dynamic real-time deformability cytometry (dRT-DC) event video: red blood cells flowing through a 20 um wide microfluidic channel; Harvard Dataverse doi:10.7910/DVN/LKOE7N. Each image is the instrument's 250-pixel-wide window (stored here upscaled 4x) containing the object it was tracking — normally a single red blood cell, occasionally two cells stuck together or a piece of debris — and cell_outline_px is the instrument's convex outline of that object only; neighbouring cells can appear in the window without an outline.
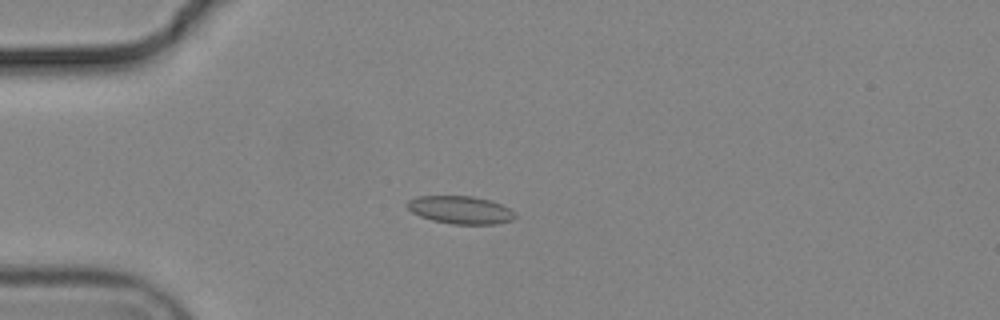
{"species": "common noctule bat (a hibernating species)", "species_latin": "Nyctalus noctula", "temperature_condition": "cold", "stored_images_in_passage": 57, "camera_frame_rate_fps": 3000, "um_per_image_px": 0.085, "animal": {"sex": "male", "body_mass_g": 19.2, "forearm_length_mm": 51.8}, "frame": {"image": 1, "passage_image": 16, "time_ms": 5.0, "image_size_px": [1000, 320], "cell_outline_px": [[516, 216], [512, 220], [496, 224], [452, 224], [432, 220], [420, 216], [412, 212], [408, 208], [408, 200], [416, 196], [472, 196], [492, 200], [508, 208]], "centroid_in_image_um": [39.13, 17.84], "position_along_channel_um": 45.9, "area_um2": 17.4}}
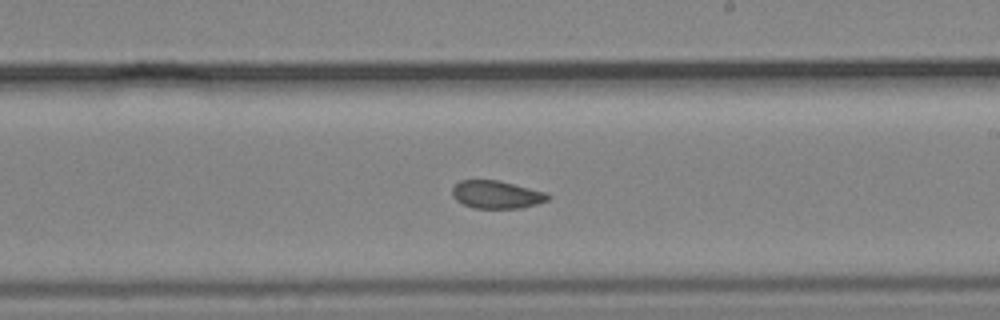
{"frame": {"image": 2, "passage_image": 34, "time_ms": 11.0, "image_size_px": [1000, 320], "cell_outline_px": [[552, 196], [548, 200], [536, 204], [520, 208], [476, 208], [464, 204], [456, 200], [452, 196], [452, 188], [460, 180], [496, 180], [548, 192]], "centroid_in_image_um": [42.23, 16.54], "position_along_channel_um": 246.8, "area_um2": 15.49}}
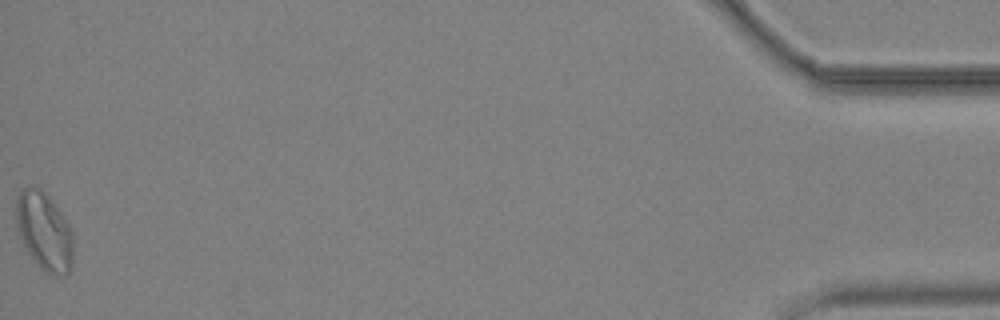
{"frame": {"image": 3, "passage_image": 57, "time_ms": 18.667, "image_size_px": [1000, 320], "cell_outline_px": [[72, 264], [68, 272], [64, 276], [52, 276], [44, 272], [36, 264], [28, 252], [20, 236], [16, 224], [16, 200], [20, 192], [24, 188], [40, 188], [44, 192], [68, 224], [72, 232]], "centroid_in_image_um": [3.75, 19.73], "position_along_channel_um": 431.4, "area_um2": 25.55}, "authors_computed_cell_mechanics": {"area_um2": 16.7042, "velocity_mm_per_s": 3.7003, "shape_relaxation_time_tau1_ms": null, "shape_relaxation_time_tau2_ms": 3.0993, "deformation_change_tau1": null, "deformation_change_tau2": 0.0671}}